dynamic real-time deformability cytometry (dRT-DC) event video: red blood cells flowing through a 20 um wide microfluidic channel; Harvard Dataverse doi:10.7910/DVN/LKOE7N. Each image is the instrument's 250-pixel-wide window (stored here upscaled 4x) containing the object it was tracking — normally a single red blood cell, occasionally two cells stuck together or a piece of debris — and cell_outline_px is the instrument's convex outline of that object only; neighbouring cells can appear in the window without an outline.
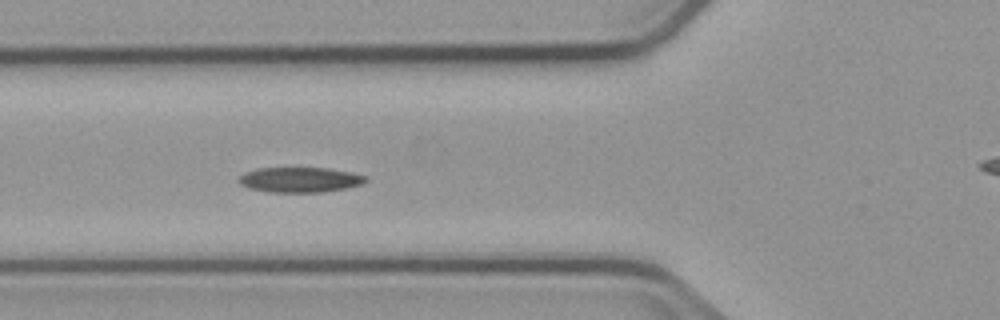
{"species": "common noctule bat (a hibernating species)", "species_latin": "Nyctalus noctula", "temperature_condition": "cold", "stored_images_in_passage": 10, "segment_of_instrument_passage": [1, 2], "camera_frame_rate_fps": 3000, "um_per_image_px": 0.085, "animal": {"sex": "male", "body_mass_g": 23.1, "forearm_length_mm": 52.7}, "frame": {"image": 1, "passage_image": 6, "time_ms": 5.667, "image_size_px": [1000, 320], "cell_outline_px": [[368, 180], [360, 184], [344, 188], [324, 192], [268, 192], [248, 188], [240, 184], [236, 180], [244, 172], [256, 168], [328, 168], [352, 172], [368, 176]], "centroid_in_image_um": [25.46, 15.27], "position_along_channel_um": 100.3, "area_um2": 18.73}}
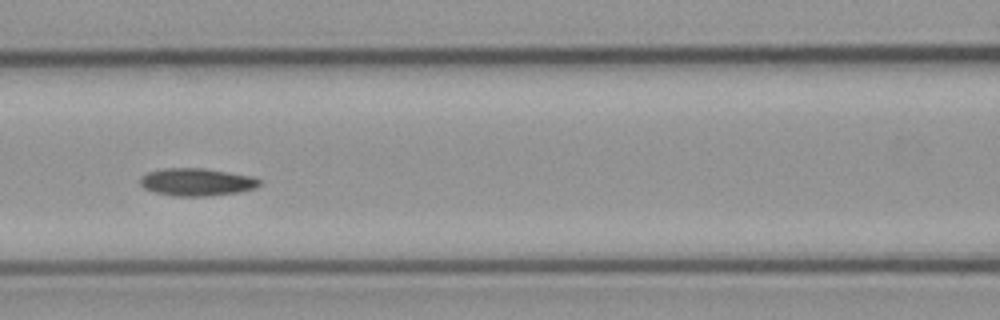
{"frame": {"image": 2, "passage_image": 7, "time_ms": 7.0, "image_size_px": [1000, 320], "cell_outline_px": [[260, 184], [256, 188], [240, 192], [204, 196], [176, 196], [156, 192], [144, 188], [140, 184], [140, 176], [148, 172], [164, 168], [204, 168], [252, 176], [260, 180]], "centroid_in_image_um": [16.72, 15.47], "position_along_channel_um": 149.9, "area_um2": 19.13}}
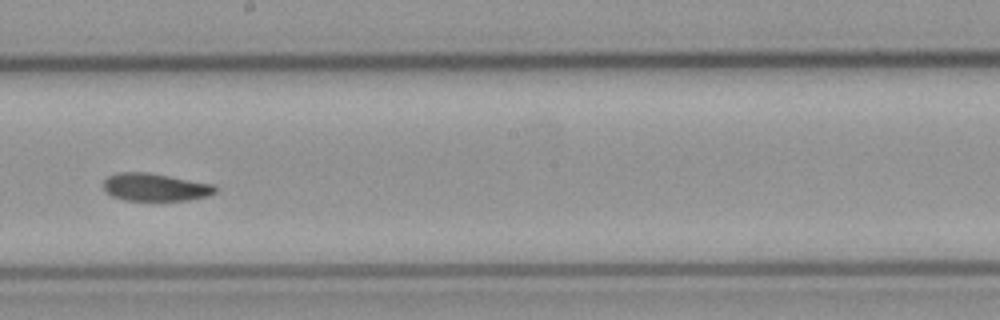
{"frame": {"image": 3, "passage_image": 9, "time_ms": 9.333, "image_size_px": [1000, 320], "cell_outline_px": [[220, 188], [216, 192], [208, 196], [188, 200], [124, 200], [112, 196], [104, 188], [104, 180], [108, 176], [120, 172], [148, 172], [216, 184]], "centroid_in_image_um": [13.26, 15.9], "position_along_channel_um": 234.9, "area_um2": 18.21}}